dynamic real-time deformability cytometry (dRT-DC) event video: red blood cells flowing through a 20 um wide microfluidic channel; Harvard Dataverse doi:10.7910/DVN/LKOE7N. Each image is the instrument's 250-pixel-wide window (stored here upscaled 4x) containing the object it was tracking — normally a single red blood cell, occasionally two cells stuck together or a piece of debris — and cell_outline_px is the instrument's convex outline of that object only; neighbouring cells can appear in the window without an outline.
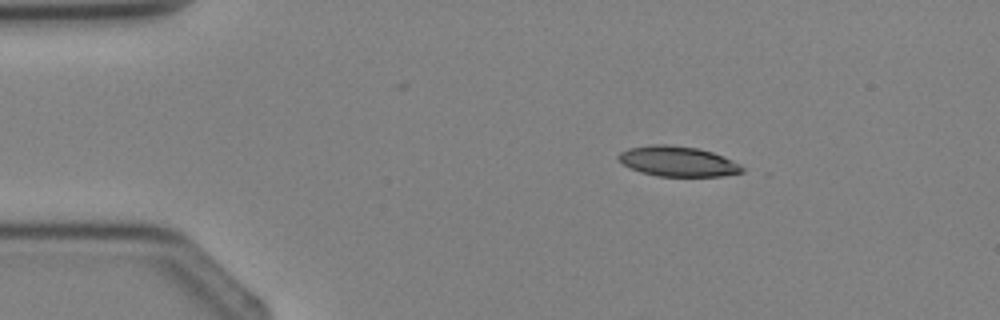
{"species": "Egyptian fruit bat (a non-hibernating species)", "species_latin": "Rousettus aegyptiacus", "temperature_condition": "cold", "stored_images_in_passage": 2, "camera_frame_rate_fps": 3000, "um_per_image_px": 0.085, "animal": {"sex": "female"}, "frame": {"image": 1, "passage_image": 1, "time_ms": 0.0, "image_size_px": [1000, 320], "cell_outline_px": [[744, 172], [720, 176], [656, 176], [640, 172], [624, 164], [616, 156], [620, 152], [628, 148], [652, 144], [668, 144], [700, 148], [712, 152], [740, 164], [744, 168]], "centroid_in_image_um": [57.6, 13.71], "position_along_channel_um": 27.4, "area_um2": 21.73}}